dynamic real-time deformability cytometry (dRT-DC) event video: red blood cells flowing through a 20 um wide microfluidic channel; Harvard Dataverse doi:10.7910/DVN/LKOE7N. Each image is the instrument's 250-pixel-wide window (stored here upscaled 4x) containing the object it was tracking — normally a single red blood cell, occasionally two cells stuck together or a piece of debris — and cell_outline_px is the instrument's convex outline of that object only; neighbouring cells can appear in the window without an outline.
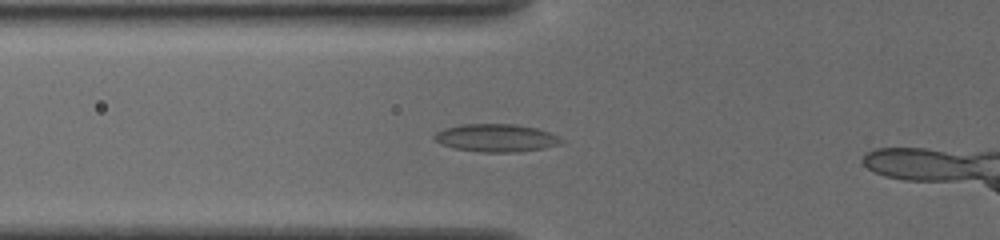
{"species": "common noctule bat (a hibernating species)", "species_latin": "Nyctalus noctula", "temperature_condition": "cold", "stored_images_in_passage": 32, "camera_frame_rate_fps": 3000, "um_per_image_px": 0.085, "animal": {"sex": "female", "body_mass_g": 19.5, "forearm_length_mm": 54.1}, "frame": {"image": 1, "passage_image": 5, "time_ms": 1.333, "image_size_px": [1000, 240], "cell_outline_px": [[564, 140], [560, 144], [544, 148], [520, 152], [480, 152], [456, 148], [440, 144], [432, 136], [436, 132], [444, 128], [464, 124], [516, 124], [536, 128], [548, 132]], "centroid_in_image_um": [42.16, 11.72], "position_along_channel_um": 83.6, "area_um2": 20.52}}
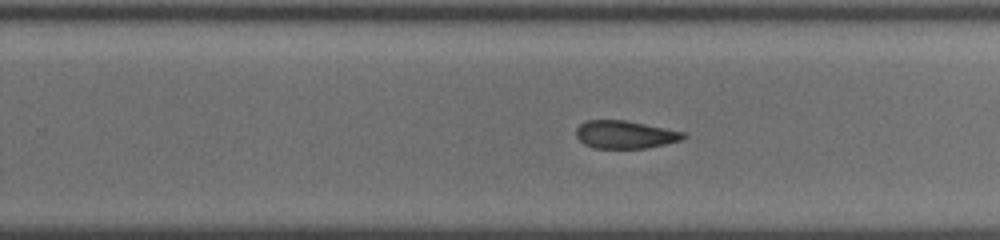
{"frame": {"image": 2, "passage_image": 20, "time_ms": 6.333, "image_size_px": [1000, 240], "cell_outline_px": [[688, 136], [680, 140], [648, 148], [592, 148], [584, 144], [576, 136], [576, 128], [584, 120], [624, 120], [684, 132]], "centroid_in_image_um": [53.09, 11.44], "position_along_channel_um": 276.7, "area_um2": 17.34}}
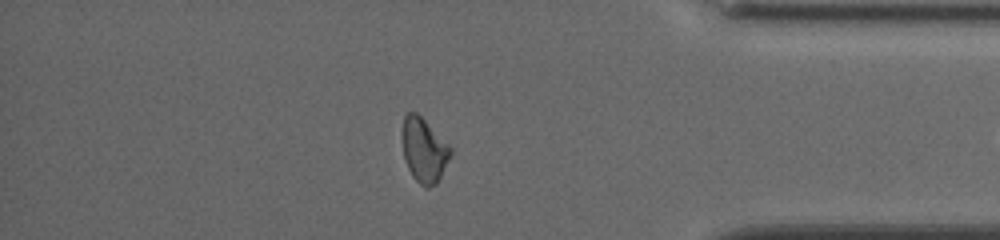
{"frame": {"image": 3, "passage_image": 31, "time_ms": 10.0, "image_size_px": [1000, 240], "cell_outline_px": [[452, 152], [436, 184], [428, 188], [424, 188], [412, 176], [404, 160], [400, 136], [404, 116], [408, 112], [416, 112], [452, 148]], "centroid_in_image_um": [35.99, 12.76], "position_along_channel_um": 399.2, "area_um2": 18.15}}